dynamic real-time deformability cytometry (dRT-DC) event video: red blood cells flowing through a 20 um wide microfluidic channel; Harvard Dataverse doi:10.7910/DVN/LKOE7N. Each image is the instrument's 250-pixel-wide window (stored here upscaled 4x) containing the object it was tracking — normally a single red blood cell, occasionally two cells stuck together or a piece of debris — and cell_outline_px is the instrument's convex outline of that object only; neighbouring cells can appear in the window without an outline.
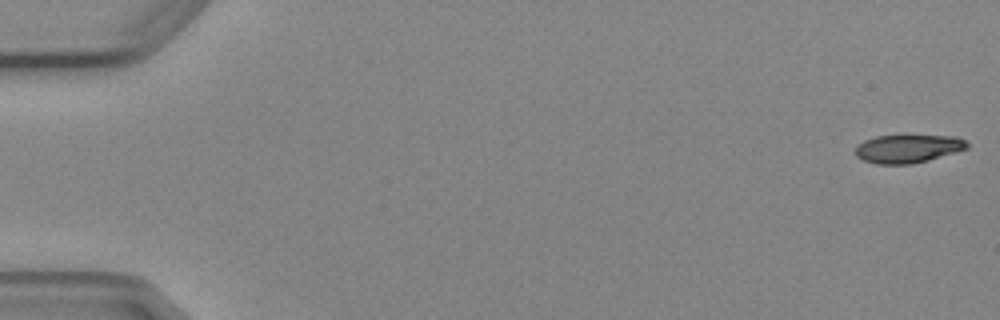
{"species": "Egyptian fruit bat (a non-hibernating species)", "species_latin": "Rousettus aegyptiacus", "temperature_condition": "cold", "stored_images_in_passage": 5, "camera_frame_rate_fps": 3000, "um_per_image_px": 0.085, "animal": {"sex": "female"}, "frame": {"image": 1, "passage_image": 1, "time_ms": 0.0, "image_size_px": [1000, 320], "cell_outline_px": [[968, 148], [956, 152], [928, 160], [912, 164], [876, 164], [864, 160], [856, 156], [856, 148], [864, 140], [876, 136], [904, 132], [956, 136], [964, 140], [968, 144]], "centroid_in_image_um": [77.2, 12.57], "position_along_channel_um": 7.8, "area_um2": 19.31}}
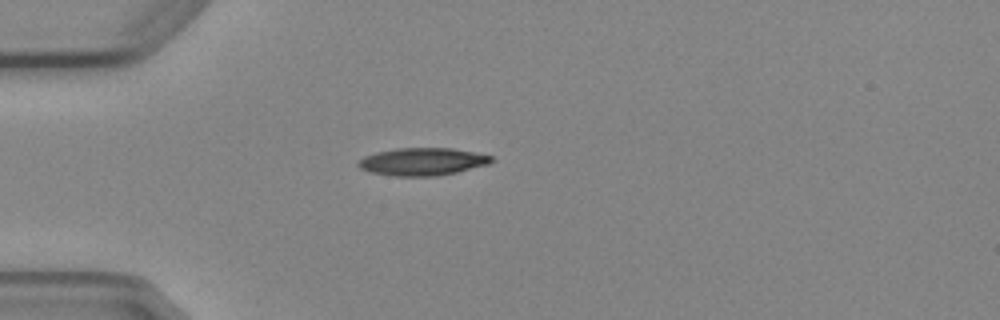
{"frame": {"image": 2, "passage_image": 5, "time_ms": 4.667, "image_size_px": [1000, 320], "cell_outline_px": [[492, 160], [488, 164], [456, 172], [436, 176], [396, 176], [372, 172], [360, 168], [356, 164], [364, 156], [376, 152], [396, 148], [452, 148], [492, 156]], "centroid_in_image_um": [35.88, 13.73], "position_along_channel_um": 49.1, "area_um2": 21.15}}